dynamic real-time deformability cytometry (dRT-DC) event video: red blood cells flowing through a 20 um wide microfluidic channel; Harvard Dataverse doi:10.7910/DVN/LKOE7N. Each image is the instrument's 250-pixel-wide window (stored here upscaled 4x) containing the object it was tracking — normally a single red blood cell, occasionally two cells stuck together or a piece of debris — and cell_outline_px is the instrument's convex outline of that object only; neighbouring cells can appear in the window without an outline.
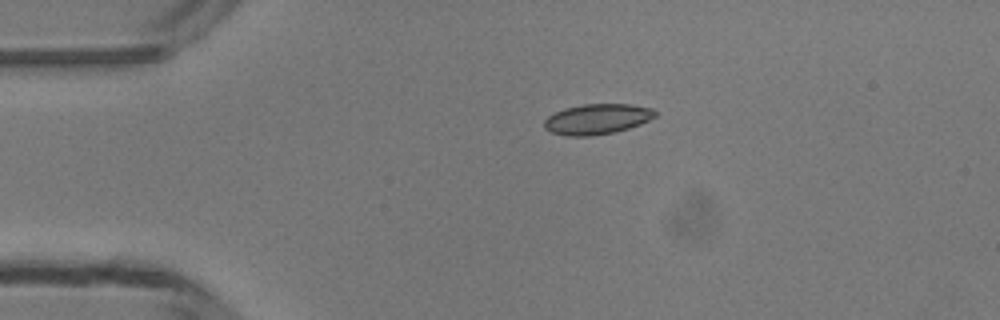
{"species": "common noctule bat (a hibernating species)", "species_latin": "Nyctalus noctula", "temperature_condition": "room temperature", "stored_images_in_passage": 40, "camera_frame_rate_fps": 3000, "um_per_image_px": 0.085, "animal": {"sex": "male", "body_mass_g": 13.3}, "frame": {"image": 1, "passage_image": 1, "time_ms": 0.0, "image_size_px": [1000, 320], "cell_outline_px": [[656, 116], [640, 124], [628, 128], [612, 132], [588, 136], [568, 136], [552, 132], [544, 128], [544, 120], [548, 116], [564, 108], [584, 104], [628, 104], [652, 108], [656, 112]], "centroid_in_image_um": [50.74, 10.11], "position_along_channel_um": 34.3, "area_um2": 19.42}}
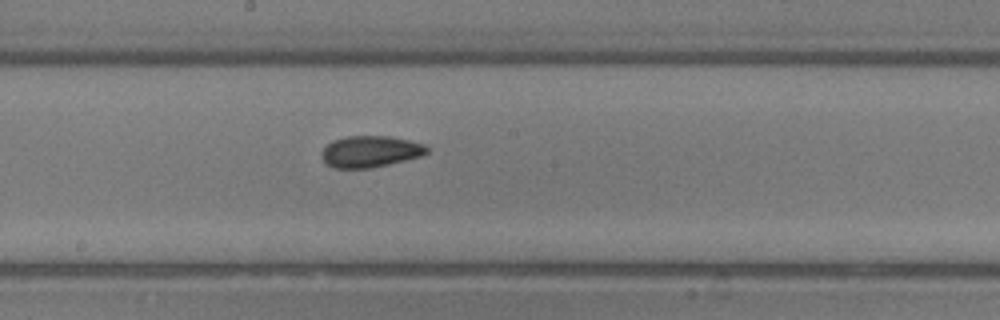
{"frame": {"image": 2, "passage_image": 17, "time_ms": 5.333, "image_size_px": [1000, 320], "cell_outline_px": [[428, 152], [420, 156], [372, 168], [332, 168], [324, 164], [320, 156], [324, 148], [332, 140], [348, 136], [388, 136], [408, 140], [424, 144], [428, 148]], "centroid_in_image_um": [31.42, 12.89], "position_along_channel_um": 216.8, "area_um2": 19.31}}
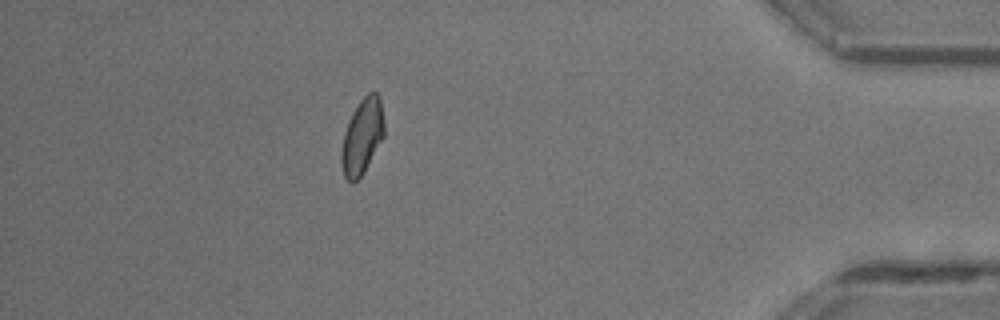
{"frame": {"image": 3, "passage_image": 34, "time_ms": 11.0, "image_size_px": [1000, 320], "cell_outline_px": [[384, 136], [364, 172], [352, 184], [344, 176], [340, 160], [340, 156], [344, 132], [348, 120], [352, 112], [360, 100], [368, 92], [376, 92], [380, 96], [384, 124]], "centroid_in_image_um": [30.78, 11.58], "position_along_channel_um": 404.4, "area_um2": 18.9}, "authors_computed_cell_mechanics": {"area_um2": 19.074, "velocity_mm_per_s": 4.1883, "shape_relaxation_time_tau1_ms": 2.846, "shape_relaxation_time_tau2_ms": 1.7828, "deformation_change_tau1": 0.0849, "deformation_change_tau2": 0.0486}}